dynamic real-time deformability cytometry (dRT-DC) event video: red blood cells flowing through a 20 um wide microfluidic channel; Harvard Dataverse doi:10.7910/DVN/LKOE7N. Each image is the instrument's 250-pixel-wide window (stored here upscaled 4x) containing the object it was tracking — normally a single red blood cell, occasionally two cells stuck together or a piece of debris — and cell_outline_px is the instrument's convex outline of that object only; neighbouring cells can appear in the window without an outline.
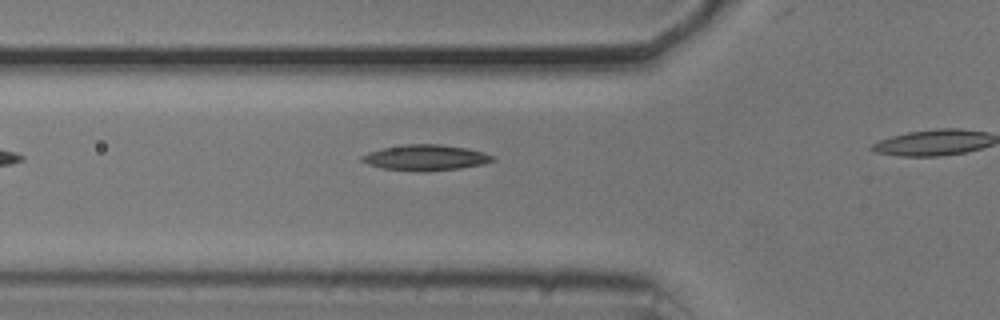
{"species": "common noctule bat (a hibernating species)", "species_latin": "Nyctalus noctula", "temperature_condition": "cold", "stored_images_in_passage": 8, "camera_frame_rate_fps": 3000, "um_per_image_px": 0.085, "animal": {"sex": "male", "body_mass_g": 20.5, "forearm_length_mm": 52.5}, "frame": {"image": 1, "passage_image": 3, "time_ms": 0.667, "image_size_px": [1000, 320], "cell_outline_px": [[496, 160], [480, 164], [460, 168], [424, 172], [420, 172], [380, 168], [368, 164], [360, 160], [360, 156], [368, 152], [380, 148], [404, 144], [440, 144], [468, 148], [484, 152], [496, 156]], "centroid_in_image_um": [36.15, 13.39], "position_along_channel_um": 89.6, "area_um2": 19.88}}
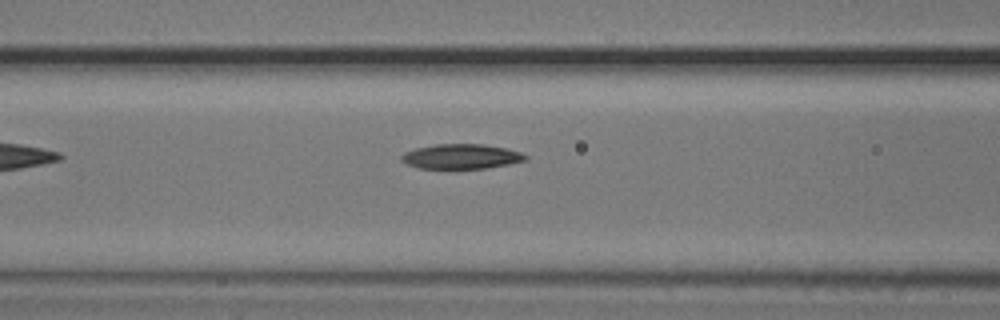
{"frame": {"image": 2, "passage_image": 6, "time_ms": 1.667, "image_size_px": [1000, 320], "cell_outline_px": [[528, 160], [508, 164], [484, 168], [420, 168], [408, 164], [400, 160], [400, 156], [404, 152], [416, 148], [436, 144], [484, 144], [508, 148], [520, 152], [528, 156]], "centroid_in_image_um": [39.22, 13.29], "position_along_channel_um": 127.4, "area_um2": 17.92}}